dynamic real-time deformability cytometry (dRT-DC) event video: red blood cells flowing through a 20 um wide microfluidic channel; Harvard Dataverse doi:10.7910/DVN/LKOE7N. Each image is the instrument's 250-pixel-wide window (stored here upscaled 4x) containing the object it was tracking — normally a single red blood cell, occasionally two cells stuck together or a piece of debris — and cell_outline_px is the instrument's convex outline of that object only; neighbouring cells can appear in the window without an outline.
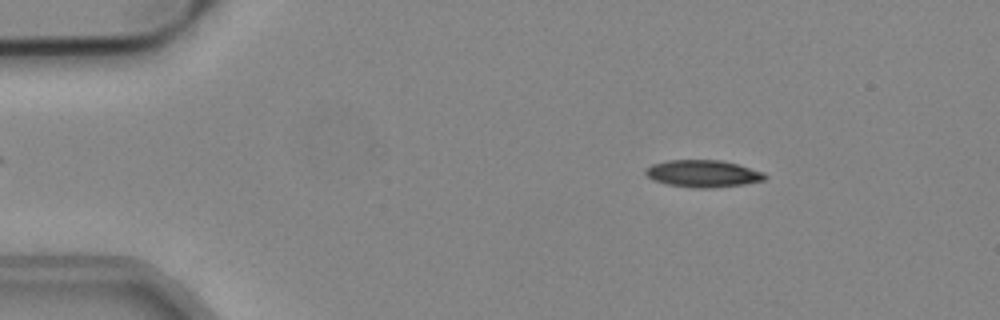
{"species": "common noctule bat (a hibernating species)", "species_latin": "Nyctalus noctula", "temperature_condition": "cold", "stored_images_in_passage": 18, "camera_frame_rate_fps": 3000, "um_per_image_px": 0.085, "animal": {"sex": "male", "body_mass_g": 19.2, "forearm_length_mm": 51.8}, "frame": {"image": 1, "passage_image": 8, "time_ms": 2.333, "image_size_px": [1000, 320], "cell_outline_px": [[768, 176], [764, 180], [744, 184], [712, 188], [696, 188], [668, 184], [652, 180], [644, 172], [644, 168], [652, 164], [668, 160], [720, 160], [736, 164], [764, 172]], "centroid_in_image_um": [59.73, 14.75], "position_along_channel_um": 25.3, "area_um2": 18.84}}